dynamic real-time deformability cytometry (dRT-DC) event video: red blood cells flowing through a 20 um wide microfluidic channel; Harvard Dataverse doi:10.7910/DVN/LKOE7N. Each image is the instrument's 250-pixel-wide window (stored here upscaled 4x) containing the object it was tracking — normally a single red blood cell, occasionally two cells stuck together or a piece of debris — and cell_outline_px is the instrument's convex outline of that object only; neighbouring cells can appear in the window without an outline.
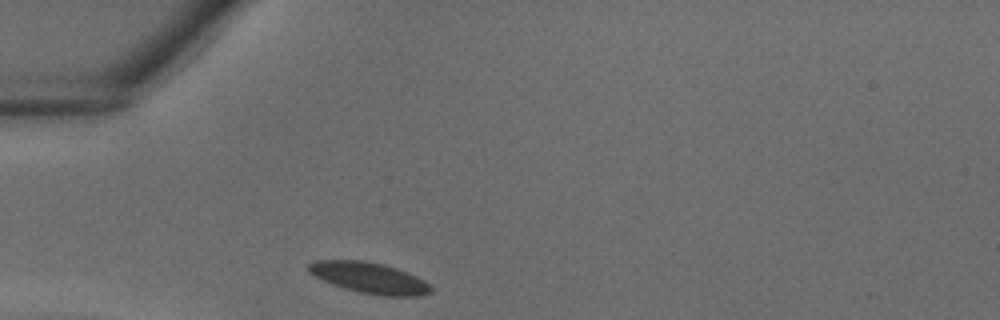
{"species": "common noctule bat (a hibernating species)", "species_latin": "Nyctalus noctula", "temperature_condition": "warm", "stored_images_in_passage": 22, "camera_frame_rate_fps": 3000, "um_per_image_px": 0.085, "animal": {"sex": "male", "body_mass_g": 18.8}, "frame": {"image": 1, "passage_image": 1, "time_ms": 0.0, "image_size_px": [1000, 320], "cell_outline_px": [[432, 292], [420, 296], [380, 296], [360, 292], [344, 288], [332, 284], [308, 272], [308, 264], [316, 260], [364, 260], [384, 264], [408, 272], [424, 280], [432, 288]], "centroid_in_image_um": [31.42, 23.61], "position_along_channel_um": 53.6, "area_um2": 22.08}}
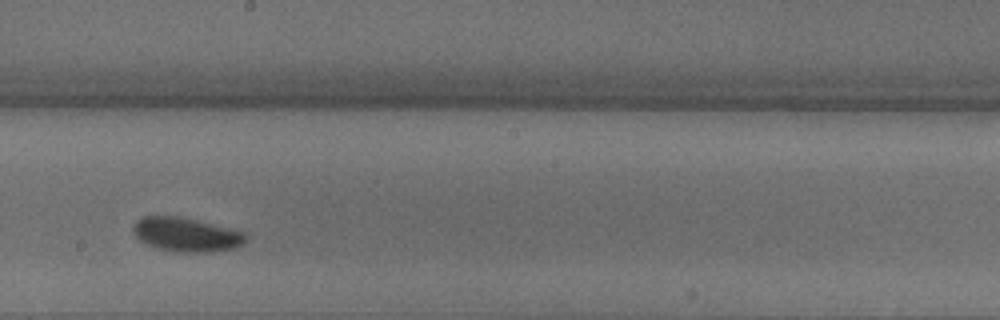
{"frame": {"image": 2, "passage_image": 12, "time_ms": 3.667, "image_size_px": [1000, 320], "cell_outline_px": [[248, 240], [244, 244], [232, 248], [208, 252], [180, 252], [156, 248], [140, 240], [132, 232], [132, 224], [136, 220], [144, 216], [176, 216], [196, 220], [244, 232], [248, 236]], "centroid_in_image_um": [15.81, 19.94], "position_along_channel_um": 232.4, "area_um2": 22.25}}
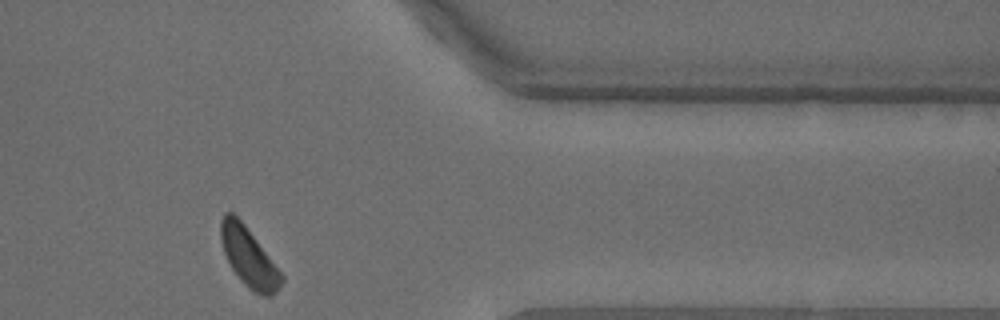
{"frame": {"image": 3, "passage_image": 22, "time_ms": 7.0, "image_size_px": [1000, 320], "cell_outline_px": [[284, 280], [280, 288], [272, 296], [264, 296], [248, 288], [240, 280], [232, 268], [224, 252], [220, 240], [220, 220], [224, 212], [232, 212], [244, 224], [284, 276]], "centroid_in_image_um": [21.14, 21.87], "position_along_channel_um": 390.3, "area_um2": 20.69}}